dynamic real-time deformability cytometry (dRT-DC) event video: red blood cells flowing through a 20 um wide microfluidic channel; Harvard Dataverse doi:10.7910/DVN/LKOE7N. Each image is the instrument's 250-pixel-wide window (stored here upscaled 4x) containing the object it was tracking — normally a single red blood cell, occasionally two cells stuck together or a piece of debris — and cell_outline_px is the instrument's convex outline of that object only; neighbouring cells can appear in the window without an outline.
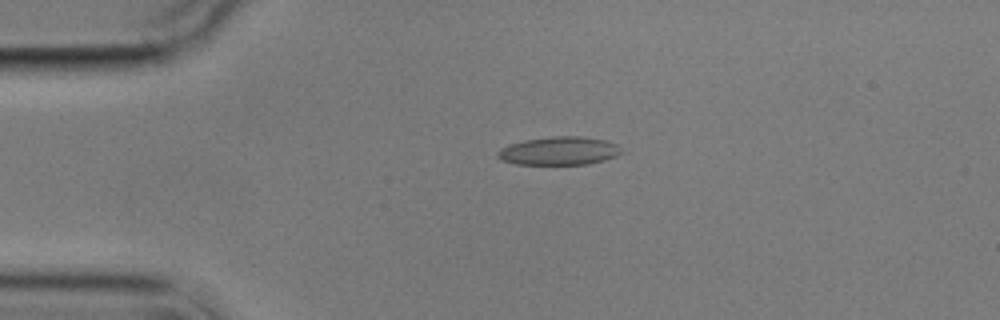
{"species": "common noctule bat (a hibernating species)", "species_latin": "Nyctalus noctula", "temperature_condition": "cold", "stored_images_in_passage": 5, "camera_frame_rate_fps": 3000, "um_per_image_px": 0.085, "animal": {"sex": "male", "body_mass_g": 17.9}, "frame": {"image": 1, "passage_image": 4, "time_ms": 3.667, "image_size_px": [1000, 320], "cell_outline_px": [[624, 152], [616, 156], [604, 160], [588, 164], [516, 164], [500, 160], [496, 156], [496, 152], [500, 148], [524, 140], [552, 136], [580, 136], [604, 140], [616, 144]], "centroid_in_image_um": [47.51, 12.83], "position_along_channel_um": 37.5, "area_um2": 20.4}}